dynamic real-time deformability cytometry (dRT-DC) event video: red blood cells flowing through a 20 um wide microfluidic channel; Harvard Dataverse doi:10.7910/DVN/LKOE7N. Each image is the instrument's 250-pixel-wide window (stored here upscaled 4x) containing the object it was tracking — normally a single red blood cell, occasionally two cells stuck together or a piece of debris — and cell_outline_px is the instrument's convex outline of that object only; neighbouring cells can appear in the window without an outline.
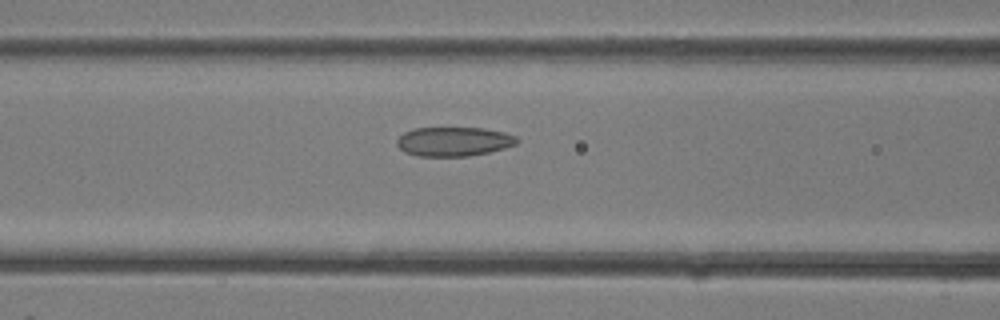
{"species": "common noctule bat (a hibernating species)", "species_latin": "Nyctalus noctula", "temperature_condition": "room temperature", "stored_images_in_passage": 26, "camera_frame_rate_fps": 3000, "um_per_image_px": 0.085, "animal": {"sex": "female"}, "frame": {"image": 1, "passage_image": 7, "time_ms": 2.0, "image_size_px": [1000, 320], "cell_outline_px": [[520, 140], [516, 144], [504, 148], [488, 152], [468, 156], [416, 156], [404, 152], [396, 144], [396, 140], [404, 132], [412, 128], [484, 128], [504, 132], [516, 136]], "centroid_in_image_um": [38.55, 12.03], "position_along_channel_um": 128.0, "area_um2": 20.52}}
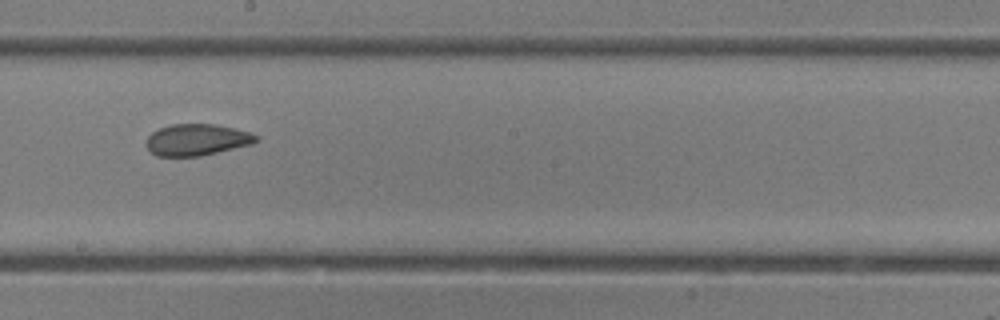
{"frame": {"image": 2, "passage_image": 12, "time_ms": 3.667, "image_size_px": [1000, 320], "cell_outline_px": [[260, 140], [252, 144], [200, 156], [156, 156], [148, 152], [144, 144], [148, 136], [152, 132], [160, 128], [172, 124], [216, 124], [236, 128], [260, 136]], "centroid_in_image_um": [16.72, 11.88], "position_along_channel_um": 231.5, "area_um2": 20.46}}
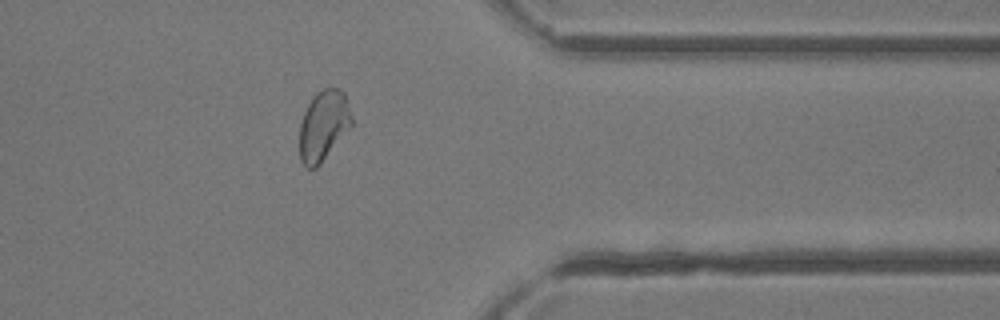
{"frame": {"image": 3, "passage_image": 20, "time_ms": 6.333, "image_size_px": [1000, 320], "cell_outline_px": [[352, 124], [320, 164], [316, 168], [308, 168], [300, 160], [300, 124], [304, 112], [312, 96], [316, 92], [324, 88], [340, 88], [344, 92], [352, 116]], "centroid_in_image_um": [27.49, 10.64], "position_along_channel_um": 383.9, "area_um2": 21.15}}